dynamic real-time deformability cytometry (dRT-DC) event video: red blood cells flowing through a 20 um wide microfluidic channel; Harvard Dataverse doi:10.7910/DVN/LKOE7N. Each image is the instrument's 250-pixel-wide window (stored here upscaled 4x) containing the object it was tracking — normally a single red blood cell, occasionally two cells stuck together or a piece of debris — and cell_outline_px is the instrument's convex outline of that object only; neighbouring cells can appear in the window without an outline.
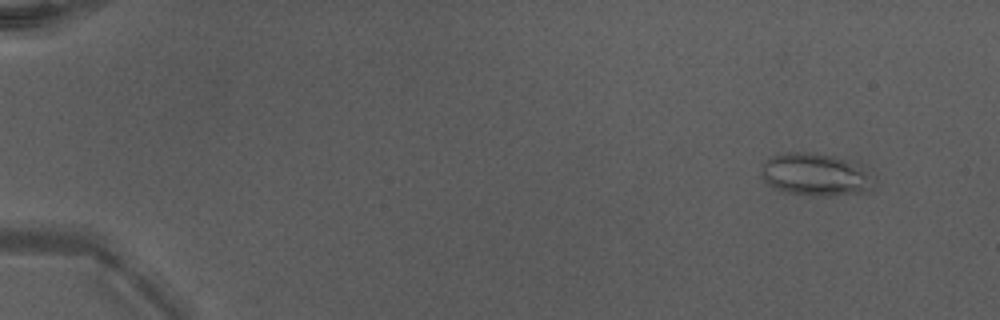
{"species": "Egyptian fruit bat (a non-hibernating species)", "species_latin": "Rousettus aegyptiacus", "temperature_condition": "warm", "stored_images_in_passage": 51, "camera_frame_rate_fps": 3000, "um_per_image_px": 0.085, "animal": {"sex": "male"}, "frame": {"image": 1, "passage_image": 5, "time_ms": 1.333, "image_size_px": [1000, 320], "cell_outline_px": [[876, 184], [868, 192], [832, 196], [812, 196], [784, 192], [768, 184], [764, 180], [764, 164], [772, 156], [788, 152], [808, 152], [860, 160], [876, 176]], "centroid_in_image_um": [69.52, 14.84], "position_along_channel_um": 15.5, "area_um2": 28.84}}
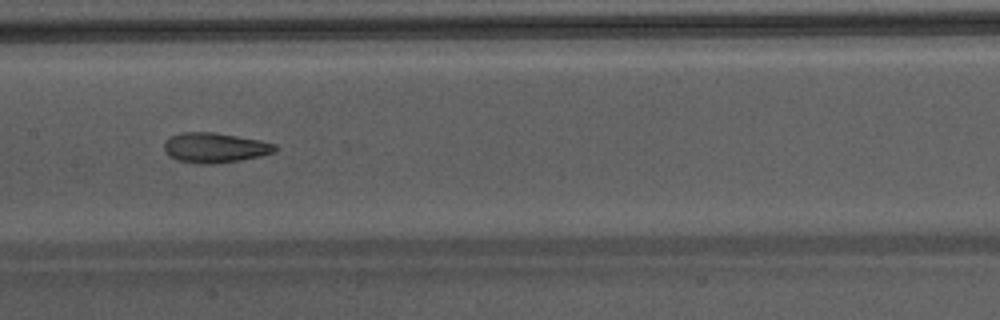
{"frame": {"image": 2, "passage_image": 28, "time_ms": 9.0, "image_size_px": [1000, 320], "cell_outline_px": [[280, 148], [272, 152], [260, 156], [240, 160], [212, 164], [200, 164], [176, 160], [168, 156], [164, 152], [164, 144], [172, 136], [180, 132], [212, 132], [260, 140], [276, 144]], "centroid_in_image_um": [18.25, 12.56], "position_along_channel_um": 189.1, "area_um2": 19.36}}
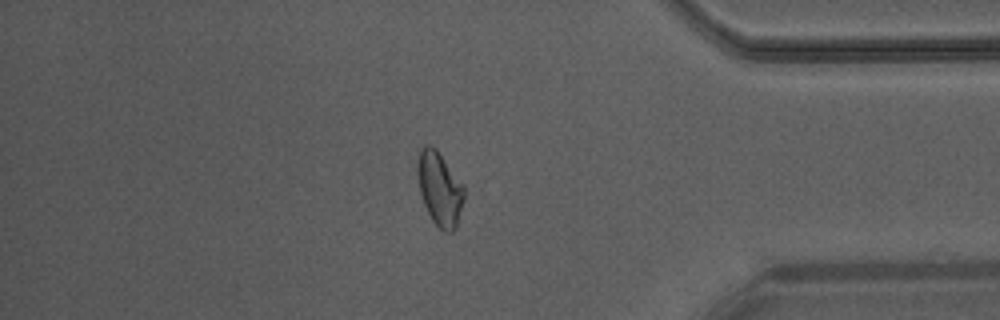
{"frame": {"image": 3, "passage_image": 44, "time_ms": 14.333, "image_size_px": [1000, 320], "cell_outline_px": [[464, 196], [456, 228], [452, 232], [444, 232], [432, 220], [424, 204], [420, 192], [416, 168], [416, 160], [420, 148], [424, 144], [432, 144], [436, 148], [464, 184]], "centroid_in_image_um": [37.35, 15.98], "position_along_channel_um": 397.8, "area_um2": 20.29}, "authors_computed_cell_mechanics": {"area_um2": 20.2878, "velocity_mm_per_s": 4.3155, "shape_relaxation_time_tau1_ms": null, "shape_relaxation_time_tau2_ms": 1.1661, "deformation_change_tau1": null, "deformation_change_tau2": 0.0859}}